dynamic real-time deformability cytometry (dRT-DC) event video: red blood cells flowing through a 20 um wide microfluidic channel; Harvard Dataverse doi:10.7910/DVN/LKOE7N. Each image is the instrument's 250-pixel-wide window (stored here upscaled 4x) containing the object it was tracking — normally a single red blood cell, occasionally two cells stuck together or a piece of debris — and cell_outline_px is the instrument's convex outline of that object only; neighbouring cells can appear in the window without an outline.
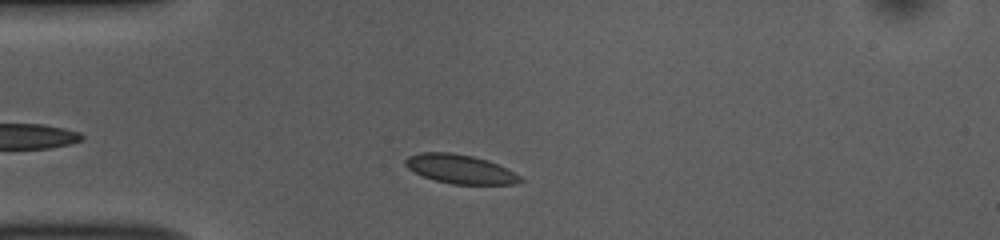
{"species": "common noctule bat (a hibernating species)", "species_latin": "Nyctalus noctula", "temperature_condition": "room temperature", "stored_images_in_passage": 34, "camera_frame_rate_fps": 3000, "um_per_image_px": 0.085, "animal": {"sex": "female", "body_mass_g": 10.0, "forearm_length_mm": 53.1}, "frame": {"image": 1, "passage_image": 5, "time_ms": 1.333, "image_size_px": [1000, 240], "cell_outline_px": [[524, 180], [516, 184], [452, 184], [436, 180], [424, 176], [408, 168], [404, 164], [404, 160], [408, 156], [420, 152], [452, 152], [472, 156], [488, 160], [520, 176]], "centroid_in_image_um": [39.09, 14.36], "position_along_channel_um": 45.9, "area_um2": 19.19}}
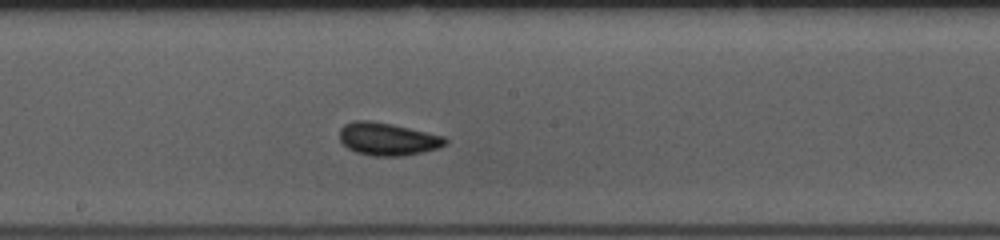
{"frame": {"image": 2, "passage_image": 20, "time_ms": 6.333, "image_size_px": [1000, 240], "cell_outline_px": [[448, 144], [436, 148], [404, 156], [372, 156], [356, 152], [348, 148], [340, 140], [340, 128], [344, 124], [356, 120], [368, 120], [392, 124], [444, 136], [448, 140]], "centroid_in_image_um": [32.94, 11.81], "position_along_channel_um": 215.3, "area_um2": 20.06}}
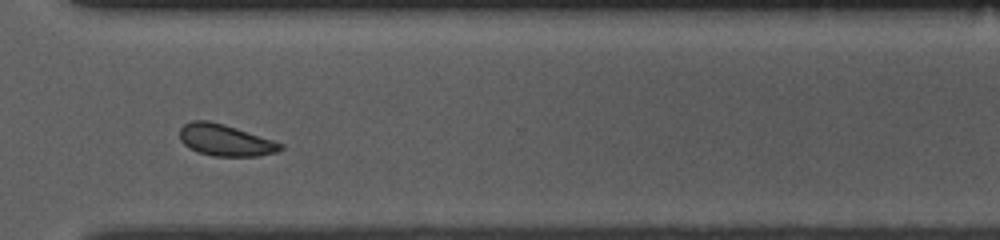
{"frame": {"image": 3, "passage_image": 31, "time_ms": 10.0, "image_size_px": [1000, 240], "cell_outline_px": [[284, 148], [276, 152], [256, 156], [212, 156], [188, 148], [180, 140], [180, 128], [184, 124], [192, 120], [208, 120], [224, 124], [284, 144]], "centroid_in_image_um": [19.13, 11.91], "position_along_channel_um": 351.5, "area_um2": 18.44}, "authors_computed_cell_mechanics": {"area_um2": 18.9584, "velocity_mm_per_s": 3.718, "shape_relaxation_time_tau1_ms": null, "shape_relaxation_time_tau2_ms": 1.6178, "deformation_change_tau1": null, "deformation_change_tau2": 0.0393}}